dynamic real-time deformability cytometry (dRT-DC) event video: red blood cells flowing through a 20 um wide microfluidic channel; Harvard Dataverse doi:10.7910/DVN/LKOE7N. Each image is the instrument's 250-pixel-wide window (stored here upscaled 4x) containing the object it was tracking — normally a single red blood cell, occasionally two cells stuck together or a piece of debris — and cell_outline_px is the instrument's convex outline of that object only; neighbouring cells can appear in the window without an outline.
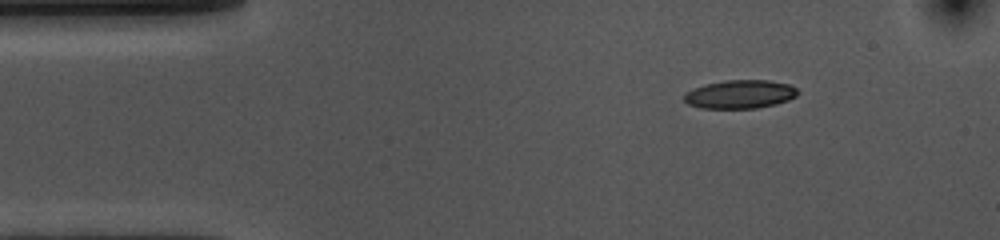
{"species": "common noctule bat (a hibernating species)", "species_latin": "Nyctalus noctula", "temperature_condition": "cold", "stored_images_in_passage": 48, "camera_frame_rate_fps": 3000, "um_per_image_px": 0.085, "animal": {"sex": "female", "body_mass_g": 10.0, "forearm_length_mm": 53.1}, "frame": {"image": 1, "passage_image": 1, "time_ms": 0.0, "image_size_px": [1000, 240], "cell_outline_px": [[800, 92], [796, 96], [788, 100], [776, 104], [756, 108], [700, 108], [688, 104], [684, 100], [684, 92], [704, 84], [724, 80], [768, 80], [788, 84], [796, 88]], "centroid_in_image_um": [62.89, 8.01], "position_along_channel_um": 22.1, "area_um2": 18.96}}
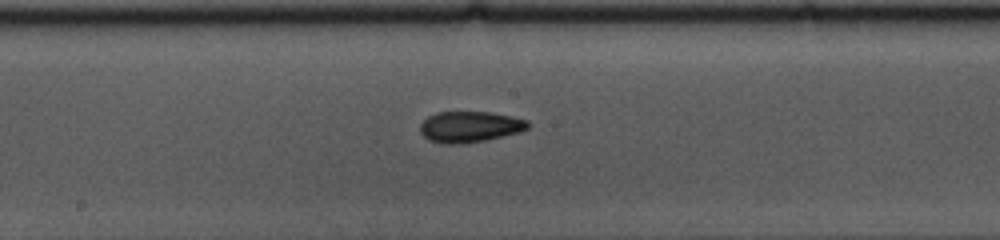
{"frame": {"image": 2, "passage_image": 21, "time_ms": 6.667, "image_size_px": [1000, 240], "cell_outline_px": [[532, 124], [528, 128], [520, 132], [504, 136], [484, 140], [460, 144], [440, 144], [428, 140], [420, 132], [420, 124], [428, 116], [436, 112], [492, 112], [512, 116], [528, 120]], "centroid_in_image_um": [39.94, 10.78], "position_along_channel_um": 208.3, "area_um2": 19.71}}
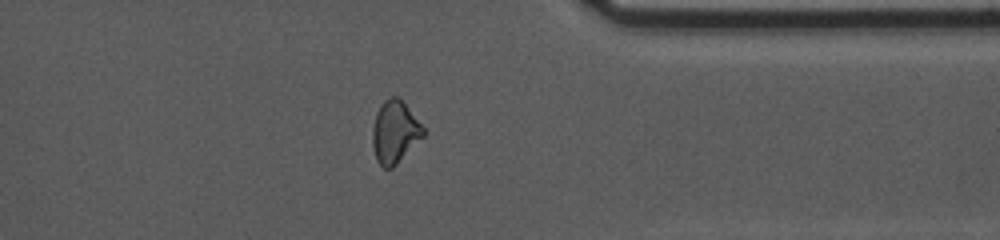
{"frame": {"image": 3, "passage_image": 36, "time_ms": 11.667, "image_size_px": [1000, 240], "cell_outline_px": [[424, 136], [392, 168], [384, 168], [376, 160], [372, 144], [372, 128], [376, 112], [380, 104], [384, 100], [392, 96], [400, 96], [424, 128]], "centroid_in_image_um": [33.54, 11.19], "position_along_channel_um": 377.9, "area_um2": 18.55}, "authors_computed_cell_mechanics": {"area_um2": 19.1029, "velocity_mm_per_s": 3.6237, "shape_relaxation_time_tau1_ms": 7.8944, "shape_relaxation_time_tau2_ms": 2.7006, "deformation_change_tau1": 0.1929, "deformation_change_tau2": 0.0866}}